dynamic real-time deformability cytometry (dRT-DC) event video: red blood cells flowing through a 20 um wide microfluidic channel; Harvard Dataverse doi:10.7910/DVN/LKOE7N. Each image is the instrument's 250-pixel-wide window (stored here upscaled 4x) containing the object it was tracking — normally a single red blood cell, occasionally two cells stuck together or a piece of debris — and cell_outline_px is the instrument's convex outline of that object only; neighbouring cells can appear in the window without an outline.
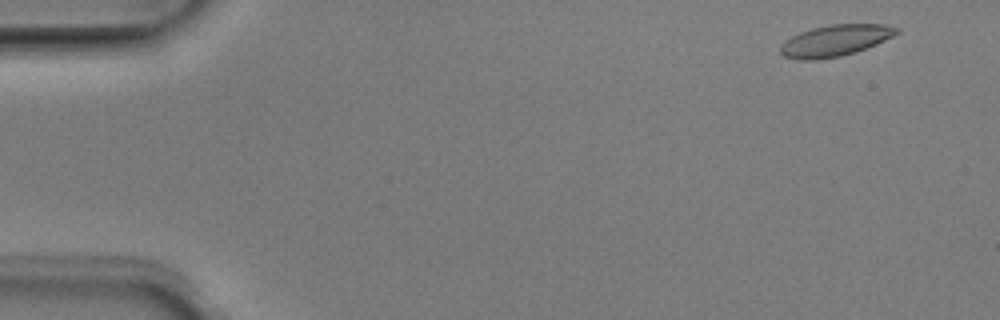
{"species": "Egyptian fruit bat (a non-hibernating species)", "species_latin": "Rousettus aegyptiacus", "temperature_condition": "room temperature", "stored_images_in_passage": 50, "camera_frame_rate_fps": 3000, "um_per_image_px": 0.085, "animal": {"sex": "male"}, "frame": {"image": 1, "passage_image": 3, "time_ms": 0.667, "image_size_px": [1000, 320], "cell_outline_px": [[900, 32], [876, 44], [856, 52], [840, 56], [816, 60], [800, 60], [784, 56], [780, 52], [780, 48], [792, 36], [800, 32], [812, 28], [832, 24], [884, 24], [900, 28]], "centroid_in_image_um": [71.02, 3.44], "position_along_channel_um": 14.0, "area_um2": 21.04}}
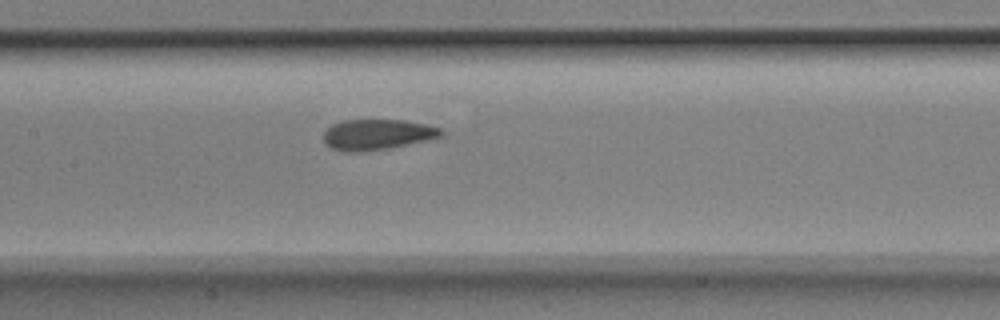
{"frame": {"image": 2, "passage_image": 24, "time_ms": 7.667, "image_size_px": [1000, 320], "cell_outline_px": [[444, 132], [440, 136], [428, 140], [392, 148], [360, 152], [344, 152], [332, 148], [324, 144], [324, 132], [332, 124], [344, 120], [404, 120], [424, 124], [440, 128]], "centroid_in_image_um": [32.04, 11.45], "position_along_channel_um": 175.4, "area_um2": 21.04}}
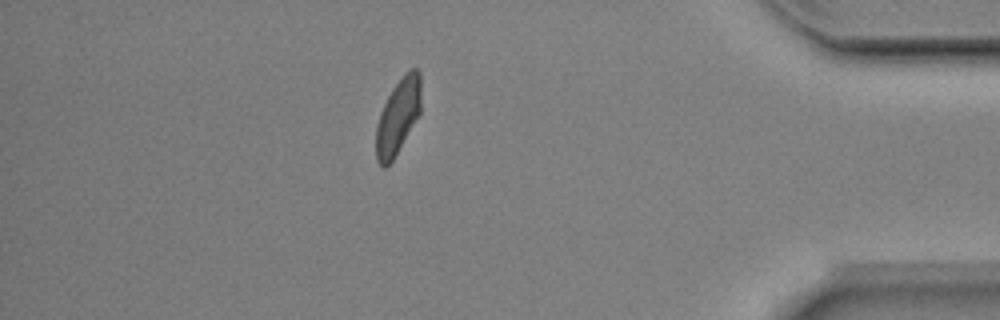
{"frame": {"image": 3, "passage_image": 44, "time_ms": 14.333, "image_size_px": [1000, 320], "cell_outline_px": [[420, 112], [392, 160], [384, 168], [380, 168], [376, 160], [376, 124], [380, 112], [392, 88], [404, 72], [408, 68], [416, 68], [420, 72]], "centroid_in_image_um": [33.8, 9.86], "position_along_channel_um": 401.4, "area_um2": 19.59}, "authors_computed_cell_mechanics": {"area_um2": 20.9236, "velocity_mm_per_s": 3.9799, "shape_relaxation_time_tau1_ms": 5.4454, "shape_relaxation_time_tau2_ms": 1.127, "deformation_change_tau1": 0.1586, "deformation_change_tau2": 0.0679}}